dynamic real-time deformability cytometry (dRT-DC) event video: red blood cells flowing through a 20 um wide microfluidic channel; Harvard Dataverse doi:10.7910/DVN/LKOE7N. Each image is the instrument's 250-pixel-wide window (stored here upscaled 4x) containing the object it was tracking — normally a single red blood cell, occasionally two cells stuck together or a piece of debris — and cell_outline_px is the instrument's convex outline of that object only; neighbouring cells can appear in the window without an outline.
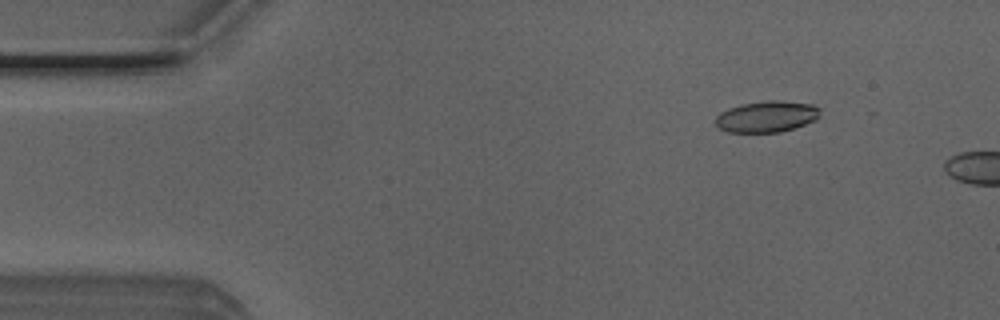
{"species": "Egyptian fruit bat (a non-hibernating species)", "species_latin": "Rousettus aegyptiacus", "temperature_condition": "room temperature", "stored_images_in_passage": 9, "camera_frame_rate_fps": 3000, "um_per_image_px": 0.085, "animal": {"sex": "male"}, "frame": {"image": 1, "passage_image": 6, "time_ms": 1.667, "image_size_px": [1000, 320], "cell_outline_px": [[820, 116], [816, 120], [780, 132], [728, 132], [720, 128], [716, 124], [716, 116], [720, 112], [728, 108], [740, 104], [768, 100], [776, 100], [812, 104], [820, 108]], "centroid_in_image_um": [65.17, 9.9], "position_along_channel_um": 19.8, "area_um2": 19.02}}